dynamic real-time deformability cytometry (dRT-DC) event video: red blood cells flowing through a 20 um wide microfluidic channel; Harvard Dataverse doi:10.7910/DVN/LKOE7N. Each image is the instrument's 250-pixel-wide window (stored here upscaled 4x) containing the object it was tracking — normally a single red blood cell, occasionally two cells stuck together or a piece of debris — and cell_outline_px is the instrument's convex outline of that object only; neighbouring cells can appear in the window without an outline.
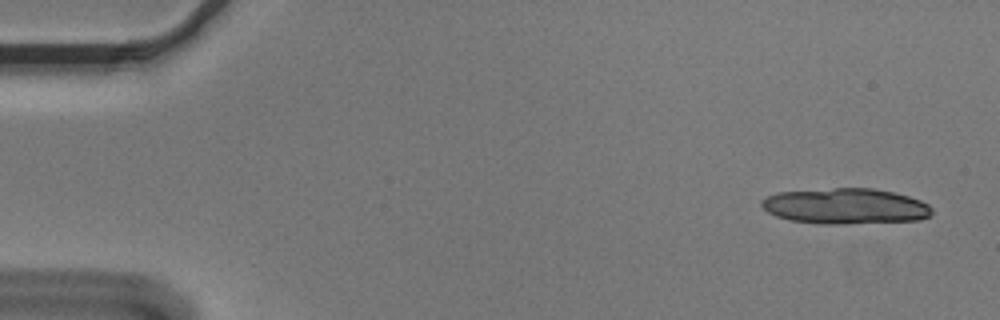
{"species": "Egyptian fruit bat (a non-hibernating species)", "species_latin": "Rousettus aegyptiacus", "temperature_condition": "cold", "stored_images_in_passage": 14, "camera_frame_rate_fps": 3000, "um_per_image_px": 0.085, "animal": {"sex": "male"}, "frame": {"image": 1, "passage_image": 1, "time_ms": 0.0, "image_size_px": [1000, 320], "cell_outline_px": [[932, 216], [920, 220], [844, 224], [816, 224], [788, 220], [776, 216], [768, 212], [760, 204], [760, 200], [776, 192], [832, 188], [876, 188], [908, 196], [920, 200], [928, 204], [932, 208]], "centroid_in_image_um": [71.86, 17.53], "position_along_channel_um": 13.1, "area_um2": 35.84}}